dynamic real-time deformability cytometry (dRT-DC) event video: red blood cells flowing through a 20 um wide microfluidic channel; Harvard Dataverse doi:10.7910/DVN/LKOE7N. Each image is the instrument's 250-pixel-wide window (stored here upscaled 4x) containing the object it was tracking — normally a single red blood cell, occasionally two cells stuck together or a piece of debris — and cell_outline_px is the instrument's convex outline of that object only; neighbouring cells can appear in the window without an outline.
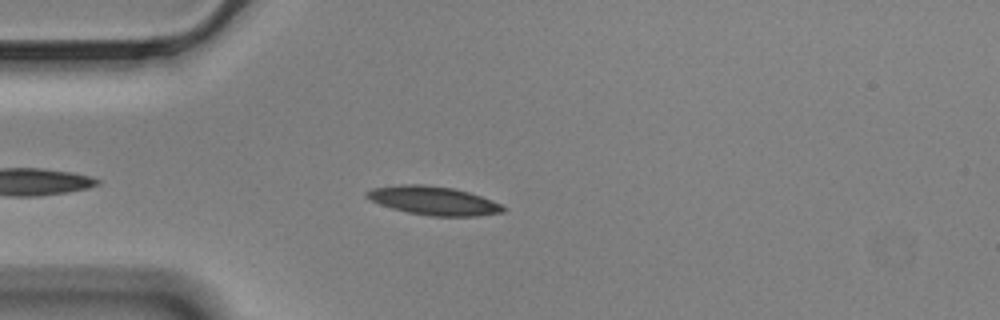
{"species": "Egyptian fruit bat (a non-hibernating species)", "species_latin": "Rousettus aegyptiacus", "temperature_condition": "cold", "stored_images_in_passage": 41, "camera_frame_rate_fps": 3000, "um_per_image_px": 0.085, "animal": {"sex": "male"}, "frame": {"image": 1, "passage_image": 7, "time_ms": 2.0, "image_size_px": [1000, 320], "cell_outline_px": [[504, 212], [476, 216], [428, 216], [408, 212], [392, 208], [380, 204], [364, 196], [364, 192], [372, 188], [400, 184], [424, 184], [456, 188], [492, 200], [500, 204], [504, 208]], "centroid_in_image_um": [36.82, 17.04], "position_along_channel_um": 48.2, "area_um2": 22.77}}
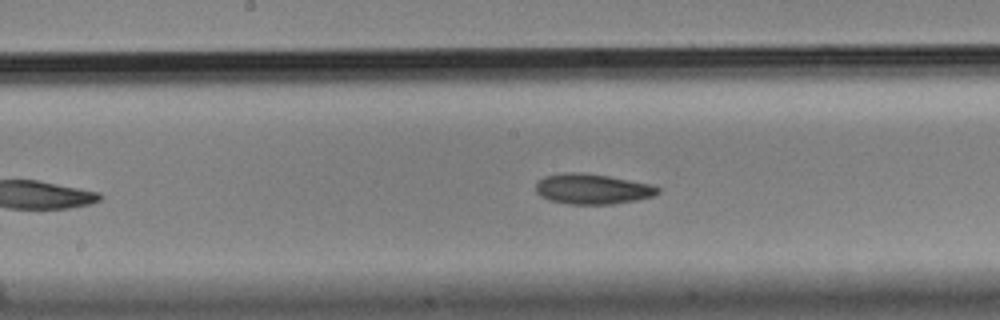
{"frame": {"image": 2, "passage_image": 21, "time_ms": 6.667, "image_size_px": [1000, 320], "cell_outline_px": [[660, 192], [656, 196], [636, 200], [612, 204], [568, 204], [548, 200], [540, 196], [536, 192], [536, 184], [544, 176], [564, 172], [572, 172], [608, 176], [652, 184], [660, 188]], "centroid_in_image_um": [50.37, 16.07], "position_along_channel_um": 197.8, "area_um2": 21.62}}
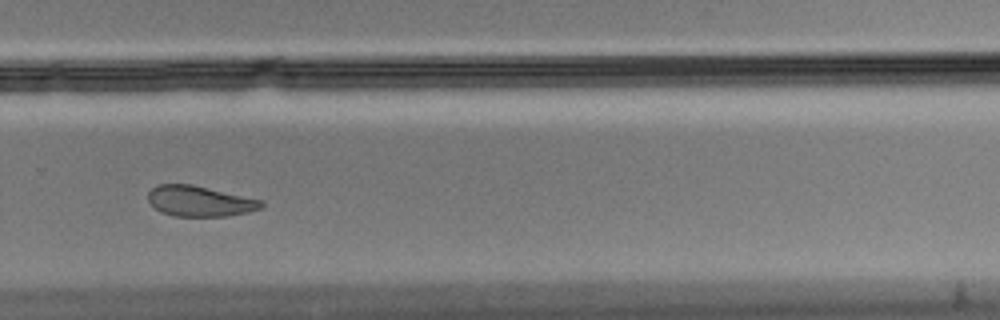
{"frame": {"image": 3, "passage_image": 31, "time_ms": 10.0, "image_size_px": [1000, 320], "cell_outline_px": [[264, 208], [248, 212], [228, 216], [172, 216], [160, 212], [152, 208], [148, 200], [148, 192], [152, 188], [160, 184], [192, 184], [264, 200]], "centroid_in_image_um": [16.98, 17.1], "position_along_channel_um": 312.8, "area_um2": 20.52}, "authors_computed_cell_mechanics": {"area_um2": 21.6172, "velocity_mm_per_s": 3.4651, "shape_relaxation_time_tau1_ms": 6.9831, "shape_relaxation_time_tau2_ms": 5.2896, "deformation_change_tau1": 0.1417, "deformation_change_tau2": 0.1117}}